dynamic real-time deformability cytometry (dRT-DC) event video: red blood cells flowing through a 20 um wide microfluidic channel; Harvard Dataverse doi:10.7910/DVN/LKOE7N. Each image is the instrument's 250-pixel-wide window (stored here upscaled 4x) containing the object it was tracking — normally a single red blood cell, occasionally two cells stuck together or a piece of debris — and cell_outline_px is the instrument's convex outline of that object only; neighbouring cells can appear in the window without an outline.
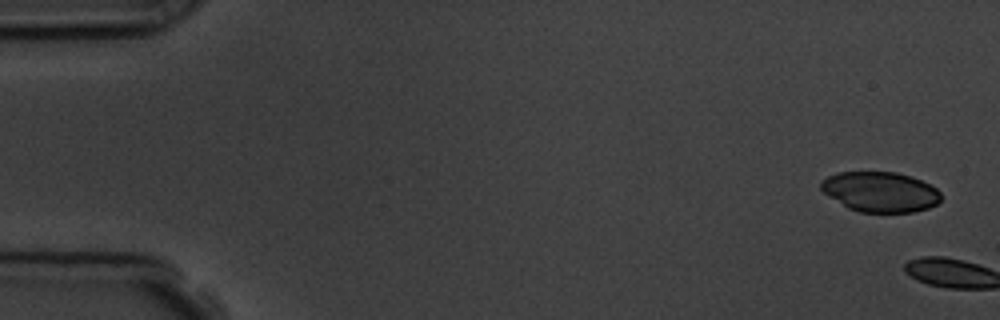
{"species": "common noctule bat (a hibernating species)", "species_latin": "Nyctalus noctula", "temperature_condition": "room temperature", "stored_images_in_passage": 2, "camera_frame_rate_fps": 3000, "um_per_image_px": 0.085, "animal": {"sex": "male", "body_mass_g": 19.5, "forearm_length_mm": 54.6}, "frame": {"image": 1, "passage_image": 1, "time_ms": 0.0, "image_size_px": [1000, 320], "cell_outline_px": [[940, 200], [936, 204], [928, 208], [912, 212], [860, 212], [848, 208], [824, 192], [820, 188], [820, 180], [836, 172], [896, 172], [912, 176], [936, 188], [940, 192]], "centroid_in_image_um": [74.81, 16.3], "position_along_channel_um": 10.2, "area_um2": 27.98}}